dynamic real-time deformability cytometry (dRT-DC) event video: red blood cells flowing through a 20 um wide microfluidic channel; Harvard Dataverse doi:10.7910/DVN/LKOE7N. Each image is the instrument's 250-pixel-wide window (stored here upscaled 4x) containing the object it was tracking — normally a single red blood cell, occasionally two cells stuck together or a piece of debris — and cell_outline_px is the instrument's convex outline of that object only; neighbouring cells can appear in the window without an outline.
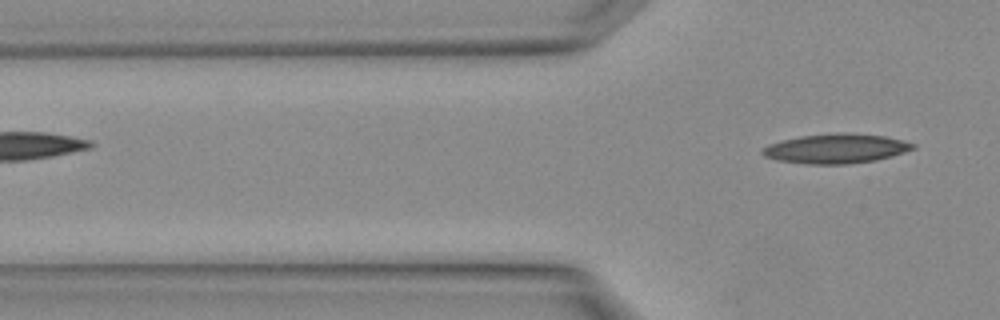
{"species": "Egyptian fruit bat (a non-hibernating species)", "species_latin": "Rousettus aegyptiacus", "temperature_condition": "warm", "stored_images_in_passage": 2, "camera_frame_rate_fps": 3000, "um_per_image_px": 0.085, "animal": {"sex": "female"}, "frame": {"image": 1, "passage_image": 2, "time_ms": 0.333, "image_size_px": [1000, 320], "cell_outline_px": [[916, 148], [892, 156], [876, 160], [844, 164], [804, 164], [776, 160], [764, 156], [760, 152], [760, 148], [768, 144], [800, 136], [836, 132], [844, 132], [884, 136], [916, 144]], "centroid_in_image_um": [71.01, 12.63], "position_along_channel_um": 54.8, "area_um2": 26.01}}